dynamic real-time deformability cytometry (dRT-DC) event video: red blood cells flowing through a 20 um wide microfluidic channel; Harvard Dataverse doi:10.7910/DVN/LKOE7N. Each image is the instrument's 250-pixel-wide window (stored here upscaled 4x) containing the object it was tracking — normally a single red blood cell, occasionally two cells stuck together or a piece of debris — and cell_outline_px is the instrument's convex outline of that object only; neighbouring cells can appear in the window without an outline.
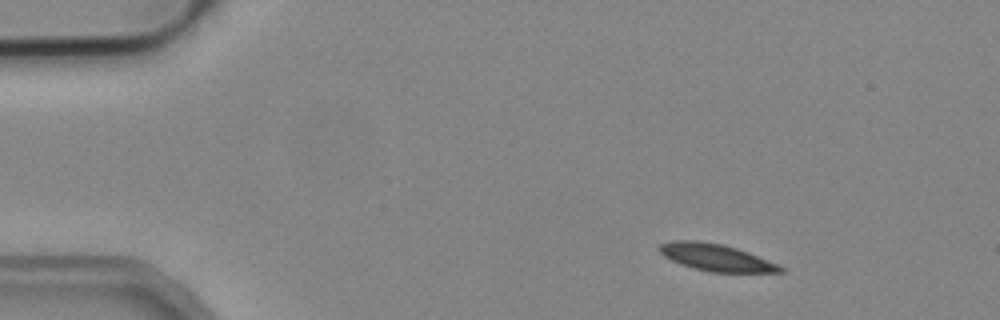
{"species": "common noctule bat (a hibernating species)", "species_latin": "Nyctalus noctula", "temperature_condition": "cold", "stored_images_in_passage": 3, "camera_frame_rate_fps": 3000, "um_per_image_px": 0.085, "animal": {"sex": "male", "body_mass_g": 19.2, "forearm_length_mm": 51.8}, "frame": {"image": 1, "passage_image": 1, "time_ms": 0.0, "image_size_px": [1000, 320], "cell_outline_px": [[784, 272], [712, 272], [696, 268], [672, 260], [664, 256], [660, 252], [660, 244], [672, 240], [696, 240], [724, 244], [748, 252], [776, 264], [784, 268]], "centroid_in_image_um": [60.86, 21.86], "position_along_channel_um": 24.1, "area_um2": 18.61}}